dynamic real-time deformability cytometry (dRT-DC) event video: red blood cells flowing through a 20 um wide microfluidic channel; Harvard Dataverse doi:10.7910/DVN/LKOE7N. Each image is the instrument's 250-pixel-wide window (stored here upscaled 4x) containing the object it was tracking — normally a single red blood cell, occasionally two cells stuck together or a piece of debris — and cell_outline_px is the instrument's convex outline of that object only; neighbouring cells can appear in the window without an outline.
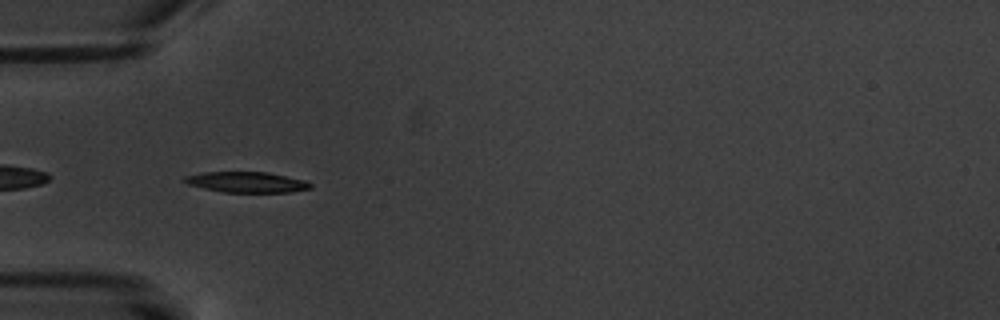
{"species": "common noctule bat (a hibernating species)", "species_latin": "Nyctalus noctula", "temperature_condition": "warm", "stored_images_in_passage": 10, "segment_of_instrument_passage": [2, 2], "camera_frame_rate_fps": 3000, "um_per_image_px": 0.085, "animal": {"sex": "male", "body_mass_g": 20.1, "forearm_length_mm": 53.5}, "frame": {"image": 1, "passage_image": 6, "time_ms": 5.667, "image_size_px": [1000, 320], "cell_outline_px": [[312, 188], [292, 192], [224, 192], [204, 188], [188, 184], [180, 180], [184, 176], [204, 172], [268, 172], [304, 180], [312, 184]], "centroid_in_image_um": [20.95, 15.48], "position_along_channel_um": 64.0, "area_um2": 15.14}}